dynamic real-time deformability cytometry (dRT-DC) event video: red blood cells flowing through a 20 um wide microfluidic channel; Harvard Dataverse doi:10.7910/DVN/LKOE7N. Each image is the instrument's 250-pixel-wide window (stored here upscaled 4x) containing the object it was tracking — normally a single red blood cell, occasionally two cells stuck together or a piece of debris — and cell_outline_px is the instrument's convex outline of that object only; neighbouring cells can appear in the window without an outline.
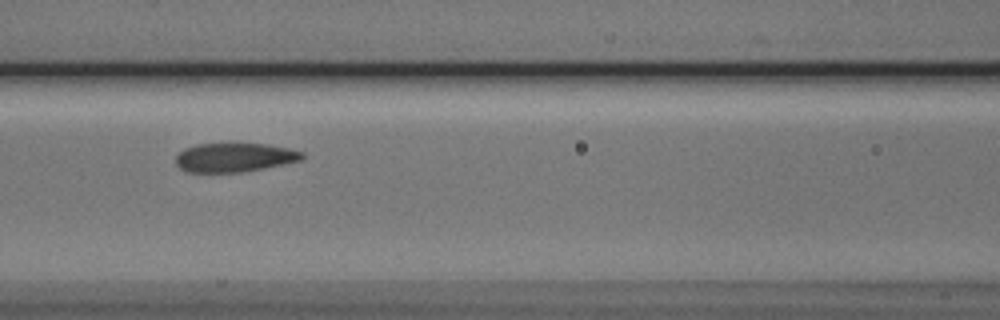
{"species": "Egyptian fruit bat (a non-hibernating species)", "species_latin": "Rousettus aegyptiacus", "temperature_condition": "cold", "stored_images_in_passage": 8, "camera_frame_rate_fps": 3000, "um_per_image_px": 0.085, "animal": {"sex": "male"}, "frame": {"image": 1, "passage_image": 4, "time_ms": 3.333, "image_size_px": [1000, 320], "cell_outline_px": [[304, 156], [300, 160], [240, 172], [188, 172], [180, 168], [176, 164], [176, 156], [184, 148], [196, 144], [268, 144], [288, 148], [304, 152]], "centroid_in_image_um": [19.89, 13.37], "position_along_channel_um": 146.7, "area_um2": 20.98}}
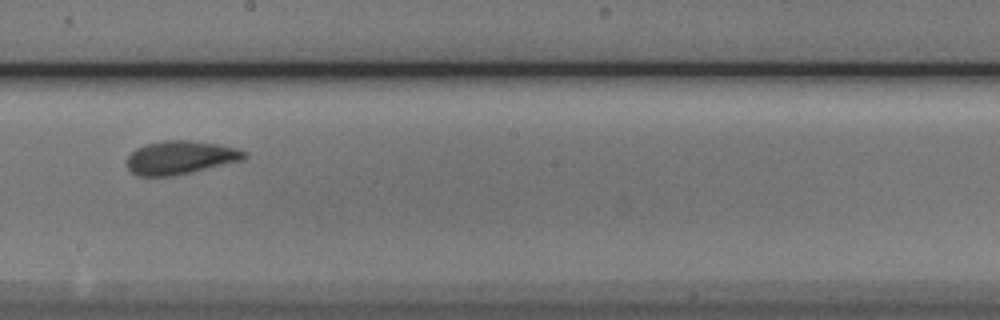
{"frame": {"image": 2, "passage_image": 6, "time_ms": 5.667, "image_size_px": [1000, 320], "cell_outline_px": [[248, 156], [244, 160], [192, 172], [172, 176], [136, 176], [124, 164], [128, 156], [136, 148], [144, 144], [164, 140], [188, 140], [220, 144], [236, 148], [248, 152]], "centroid_in_image_um": [15.33, 13.39], "position_along_channel_um": 232.9, "area_um2": 23.24}}
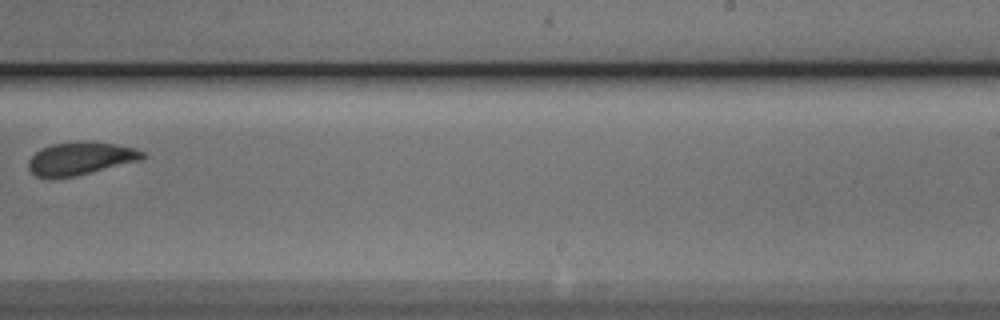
{"frame": {"image": 3, "passage_image": 7, "time_ms": 7.0, "image_size_px": [1000, 320], "cell_outline_px": [[144, 156], [140, 160], [76, 176], [36, 176], [28, 168], [28, 160], [36, 152], [52, 144], [80, 140], [88, 140], [116, 144], [136, 148], [144, 152]], "centroid_in_image_um": [6.87, 13.43], "position_along_channel_um": 282.1, "area_um2": 21.62}}